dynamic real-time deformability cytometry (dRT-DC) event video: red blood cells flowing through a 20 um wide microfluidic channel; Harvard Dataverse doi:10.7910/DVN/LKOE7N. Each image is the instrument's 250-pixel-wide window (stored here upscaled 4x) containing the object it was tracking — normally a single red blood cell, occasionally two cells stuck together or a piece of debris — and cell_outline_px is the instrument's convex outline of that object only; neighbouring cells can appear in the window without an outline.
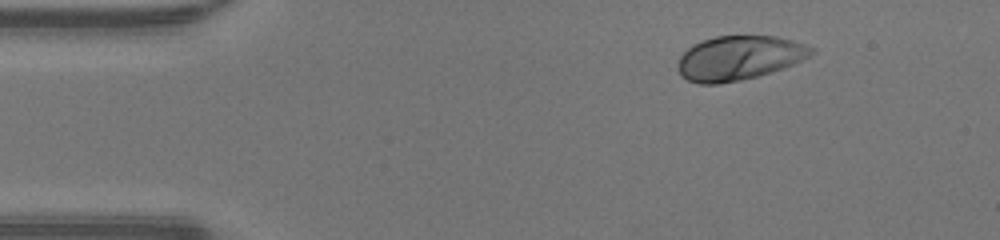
{"species": "human", "species_latin": "Homo sapiens", "temperature_condition": "warm", "stored_images_in_passage": 42, "camera_frame_rate_fps": 3000, "um_per_image_px": 0.085, "donor": {"sex": "male"}, "frame": {"image": 1, "passage_image": 1, "time_ms": 0.0, "image_size_px": [1000, 240], "cell_outline_px": [[816, 52], [784, 68], [756, 76], [740, 80], [716, 84], [700, 84], [688, 80], [680, 76], [680, 56], [692, 44], [716, 36], [776, 36], [792, 40], [816, 48]], "centroid_in_image_um": [62.84, 4.92], "position_along_channel_um": 22.2, "area_um2": 34.1}}
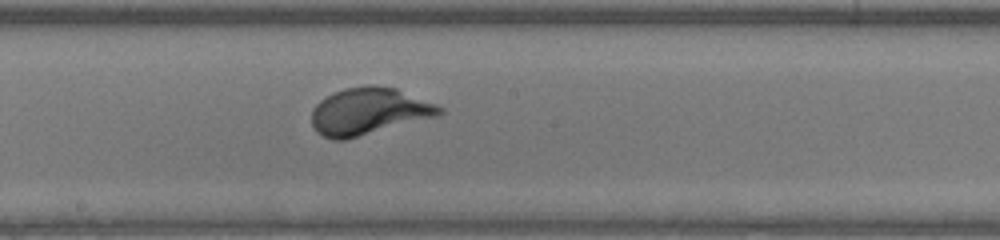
{"frame": {"image": 2, "passage_image": 20, "time_ms": 6.333, "image_size_px": [1000, 240], "cell_outline_px": [[444, 112], [436, 116], [348, 140], [332, 140], [316, 132], [312, 124], [312, 108], [320, 100], [344, 88], [368, 84], [372, 84], [396, 88], [436, 104], [444, 108]], "centroid_in_image_um": [31.34, 9.47], "position_along_channel_um": 216.9, "area_um2": 35.14}}
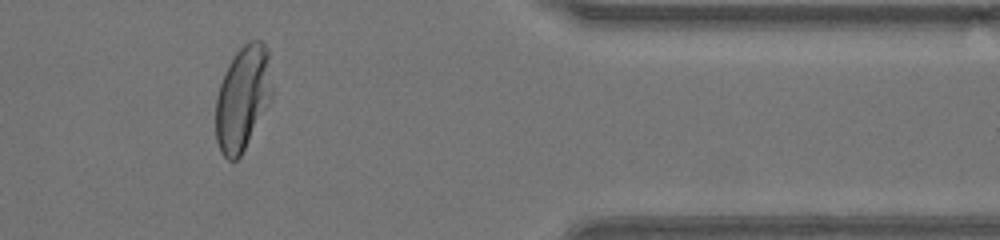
{"frame": {"image": 3, "passage_image": 34, "time_ms": 11.0, "image_size_px": [1000, 240], "cell_outline_px": [[272, 100], [240, 156], [236, 160], [228, 160], [220, 152], [216, 140], [216, 96], [224, 72], [228, 64], [236, 52], [248, 40], [260, 40], [268, 48], [272, 88]], "centroid_in_image_um": [20.64, 8.33], "position_along_channel_um": 390.8, "area_um2": 34.51}}